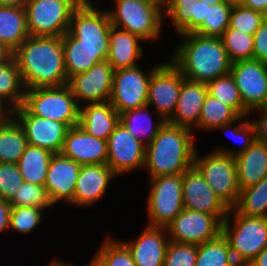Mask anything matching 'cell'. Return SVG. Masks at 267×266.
I'll list each match as a JSON object with an SVG mask.
<instances>
[{
    "label": "cell",
    "mask_w": 267,
    "mask_h": 266,
    "mask_svg": "<svg viewBox=\"0 0 267 266\" xmlns=\"http://www.w3.org/2000/svg\"><path fill=\"white\" fill-rule=\"evenodd\" d=\"M26 89L68 83L62 37L29 36L13 53Z\"/></svg>",
    "instance_id": "obj_1"
},
{
    "label": "cell",
    "mask_w": 267,
    "mask_h": 266,
    "mask_svg": "<svg viewBox=\"0 0 267 266\" xmlns=\"http://www.w3.org/2000/svg\"><path fill=\"white\" fill-rule=\"evenodd\" d=\"M178 36L182 41L169 60L186 79L207 84L230 73L232 61L221 38L197 33Z\"/></svg>",
    "instance_id": "obj_2"
},
{
    "label": "cell",
    "mask_w": 267,
    "mask_h": 266,
    "mask_svg": "<svg viewBox=\"0 0 267 266\" xmlns=\"http://www.w3.org/2000/svg\"><path fill=\"white\" fill-rule=\"evenodd\" d=\"M193 130L168 121L146 146L144 167L148 178L185 173L196 153Z\"/></svg>",
    "instance_id": "obj_3"
},
{
    "label": "cell",
    "mask_w": 267,
    "mask_h": 266,
    "mask_svg": "<svg viewBox=\"0 0 267 266\" xmlns=\"http://www.w3.org/2000/svg\"><path fill=\"white\" fill-rule=\"evenodd\" d=\"M222 234L229 242L235 262L247 266L267 246V217L246 216L229 209L222 223Z\"/></svg>",
    "instance_id": "obj_4"
},
{
    "label": "cell",
    "mask_w": 267,
    "mask_h": 266,
    "mask_svg": "<svg viewBox=\"0 0 267 266\" xmlns=\"http://www.w3.org/2000/svg\"><path fill=\"white\" fill-rule=\"evenodd\" d=\"M107 10L112 26L139 36L144 42L157 40L162 32L164 8L150 0H113Z\"/></svg>",
    "instance_id": "obj_5"
},
{
    "label": "cell",
    "mask_w": 267,
    "mask_h": 266,
    "mask_svg": "<svg viewBox=\"0 0 267 266\" xmlns=\"http://www.w3.org/2000/svg\"><path fill=\"white\" fill-rule=\"evenodd\" d=\"M23 105L33 115L63 122L69 128L79 125L80 105L67 84L26 89Z\"/></svg>",
    "instance_id": "obj_6"
},
{
    "label": "cell",
    "mask_w": 267,
    "mask_h": 266,
    "mask_svg": "<svg viewBox=\"0 0 267 266\" xmlns=\"http://www.w3.org/2000/svg\"><path fill=\"white\" fill-rule=\"evenodd\" d=\"M88 0H28L25 4L29 36L62 37L74 10Z\"/></svg>",
    "instance_id": "obj_7"
},
{
    "label": "cell",
    "mask_w": 267,
    "mask_h": 266,
    "mask_svg": "<svg viewBox=\"0 0 267 266\" xmlns=\"http://www.w3.org/2000/svg\"><path fill=\"white\" fill-rule=\"evenodd\" d=\"M198 152L196 150L193 166L216 196L229 209L234 208L240 194L235 158L215 151L201 157Z\"/></svg>",
    "instance_id": "obj_8"
},
{
    "label": "cell",
    "mask_w": 267,
    "mask_h": 266,
    "mask_svg": "<svg viewBox=\"0 0 267 266\" xmlns=\"http://www.w3.org/2000/svg\"><path fill=\"white\" fill-rule=\"evenodd\" d=\"M146 210L151 227H167L184 209L183 174L150 178Z\"/></svg>",
    "instance_id": "obj_9"
},
{
    "label": "cell",
    "mask_w": 267,
    "mask_h": 266,
    "mask_svg": "<svg viewBox=\"0 0 267 266\" xmlns=\"http://www.w3.org/2000/svg\"><path fill=\"white\" fill-rule=\"evenodd\" d=\"M159 65L147 72L139 65L114 70L109 102L119 114L147 105L150 78Z\"/></svg>",
    "instance_id": "obj_10"
},
{
    "label": "cell",
    "mask_w": 267,
    "mask_h": 266,
    "mask_svg": "<svg viewBox=\"0 0 267 266\" xmlns=\"http://www.w3.org/2000/svg\"><path fill=\"white\" fill-rule=\"evenodd\" d=\"M88 0L79 5L70 20L69 32L80 44L91 49H109L110 28L112 26L107 10L96 8Z\"/></svg>",
    "instance_id": "obj_11"
},
{
    "label": "cell",
    "mask_w": 267,
    "mask_h": 266,
    "mask_svg": "<svg viewBox=\"0 0 267 266\" xmlns=\"http://www.w3.org/2000/svg\"><path fill=\"white\" fill-rule=\"evenodd\" d=\"M184 79L183 74L170 60L161 63L152 72L147 105H153L158 116L166 122L173 116Z\"/></svg>",
    "instance_id": "obj_12"
},
{
    "label": "cell",
    "mask_w": 267,
    "mask_h": 266,
    "mask_svg": "<svg viewBox=\"0 0 267 266\" xmlns=\"http://www.w3.org/2000/svg\"><path fill=\"white\" fill-rule=\"evenodd\" d=\"M222 223L217 216L184 208L166 228L169 241L200 245L218 237Z\"/></svg>",
    "instance_id": "obj_13"
},
{
    "label": "cell",
    "mask_w": 267,
    "mask_h": 266,
    "mask_svg": "<svg viewBox=\"0 0 267 266\" xmlns=\"http://www.w3.org/2000/svg\"><path fill=\"white\" fill-rule=\"evenodd\" d=\"M231 75L239 89L243 105L253 113L267 106V63L255 59L232 62Z\"/></svg>",
    "instance_id": "obj_14"
},
{
    "label": "cell",
    "mask_w": 267,
    "mask_h": 266,
    "mask_svg": "<svg viewBox=\"0 0 267 266\" xmlns=\"http://www.w3.org/2000/svg\"><path fill=\"white\" fill-rule=\"evenodd\" d=\"M114 69L107 60L94 64L88 71L68 79L77 103H105L110 101ZM85 102V103H84Z\"/></svg>",
    "instance_id": "obj_15"
},
{
    "label": "cell",
    "mask_w": 267,
    "mask_h": 266,
    "mask_svg": "<svg viewBox=\"0 0 267 266\" xmlns=\"http://www.w3.org/2000/svg\"><path fill=\"white\" fill-rule=\"evenodd\" d=\"M14 117L22 125L28 145L61 153L69 129L65 123L33 115L23 104L14 109Z\"/></svg>",
    "instance_id": "obj_16"
},
{
    "label": "cell",
    "mask_w": 267,
    "mask_h": 266,
    "mask_svg": "<svg viewBox=\"0 0 267 266\" xmlns=\"http://www.w3.org/2000/svg\"><path fill=\"white\" fill-rule=\"evenodd\" d=\"M107 165L119 176L144 167L146 146L119 123L107 139Z\"/></svg>",
    "instance_id": "obj_17"
},
{
    "label": "cell",
    "mask_w": 267,
    "mask_h": 266,
    "mask_svg": "<svg viewBox=\"0 0 267 266\" xmlns=\"http://www.w3.org/2000/svg\"><path fill=\"white\" fill-rule=\"evenodd\" d=\"M182 193L185 209L217 216L222 222L226 219L229 208L194 166L183 173Z\"/></svg>",
    "instance_id": "obj_18"
},
{
    "label": "cell",
    "mask_w": 267,
    "mask_h": 266,
    "mask_svg": "<svg viewBox=\"0 0 267 266\" xmlns=\"http://www.w3.org/2000/svg\"><path fill=\"white\" fill-rule=\"evenodd\" d=\"M81 166L62 153L53 154L44 185L53 206L59 202L71 205Z\"/></svg>",
    "instance_id": "obj_19"
},
{
    "label": "cell",
    "mask_w": 267,
    "mask_h": 266,
    "mask_svg": "<svg viewBox=\"0 0 267 266\" xmlns=\"http://www.w3.org/2000/svg\"><path fill=\"white\" fill-rule=\"evenodd\" d=\"M118 175L107 164L82 165L71 205H95L106 193L110 181Z\"/></svg>",
    "instance_id": "obj_20"
},
{
    "label": "cell",
    "mask_w": 267,
    "mask_h": 266,
    "mask_svg": "<svg viewBox=\"0 0 267 266\" xmlns=\"http://www.w3.org/2000/svg\"><path fill=\"white\" fill-rule=\"evenodd\" d=\"M61 153L81 165L107 164V140L95 138L76 125L68 129Z\"/></svg>",
    "instance_id": "obj_21"
},
{
    "label": "cell",
    "mask_w": 267,
    "mask_h": 266,
    "mask_svg": "<svg viewBox=\"0 0 267 266\" xmlns=\"http://www.w3.org/2000/svg\"><path fill=\"white\" fill-rule=\"evenodd\" d=\"M130 251L136 266H163L169 243L165 227H145L134 240L121 241Z\"/></svg>",
    "instance_id": "obj_22"
},
{
    "label": "cell",
    "mask_w": 267,
    "mask_h": 266,
    "mask_svg": "<svg viewBox=\"0 0 267 266\" xmlns=\"http://www.w3.org/2000/svg\"><path fill=\"white\" fill-rule=\"evenodd\" d=\"M207 94L208 87L206 83L185 78L175 111L168 122L193 130L198 125L200 112Z\"/></svg>",
    "instance_id": "obj_23"
},
{
    "label": "cell",
    "mask_w": 267,
    "mask_h": 266,
    "mask_svg": "<svg viewBox=\"0 0 267 266\" xmlns=\"http://www.w3.org/2000/svg\"><path fill=\"white\" fill-rule=\"evenodd\" d=\"M120 123V114L110 102L80 105L79 126L89 135L107 140Z\"/></svg>",
    "instance_id": "obj_24"
},
{
    "label": "cell",
    "mask_w": 267,
    "mask_h": 266,
    "mask_svg": "<svg viewBox=\"0 0 267 266\" xmlns=\"http://www.w3.org/2000/svg\"><path fill=\"white\" fill-rule=\"evenodd\" d=\"M142 40L139 36L115 26L110 28L107 61L114 70L133 67L143 57Z\"/></svg>",
    "instance_id": "obj_25"
},
{
    "label": "cell",
    "mask_w": 267,
    "mask_h": 266,
    "mask_svg": "<svg viewBox=\"0 0 267 266\" xmlns=\"http://www.w3.org/2000/svg\"><path fill=\"white\" fill-rule=\"evenodd\" d=\"M235 158L240 191L256 185L267 176V144L255 140Z\"/></svg>",
    "instance_id": "obj_26"
},
{
    "label": "cell",
    "mask_w": 267,
    "mask_h": 266,
    "mask_svg": "<svg viewBox=\"0 0 267 266\" xmlns=\"http://www.w3.org/2000/svg\"><path fill=\"white\" fill-rule=\"evenodd\" d=\"M67 78L88 71L94 64L106 60L109 49H91L80 44L69 31L62 36Z\"/></svg>",
    "instance_id": "obj_27"
},
{
    "label": "cell",
    "mask_w": 267,
    "mask_h": 266,
    "mask_svg": "<svg viewBox=\"0 0 267 266\" xmlns=\"http://www.w3.org/2000/svg\"><path fill=\"white\" fill-rule=\"evenodd\" d=\"M207 4L200 0H167L164 17L170 18L178 35L193 33L206 18Z\"/></svg>",
    "instance_id": "obj_28"
},
{
    "label": "cell",
    "mask_w": 267,
    "mask_h": 266,
    "mask_svg": "<svg viewBox=\"0 0 267 266\" xmlns=\"http://www.w3.org/2000/svg\"><path fill=\"white\" fill-rule=\"evenodd\" d=\"M28 37L25 7L0 6V41L14 52Z\"/></svg>",
    "instance_id": "obj_29"
},
{
    "label": "cell",
    "mask_w": 267,
    "mask_h": 266,
    "mask_svg": "<svg viewBox=\"0 0 267 266\" xmlns=\"http://www.w3.org/2000/svg\"><path fill=\"white\" fill-rule=\"evenodd\" d=\"M149 112L150 107L144 105L120 114V123L145 146L153 140L166 123L162 117H159L158 121L154 122Z\"/></svg>",
    "instance_id": "obj_30"
},
{
    "label": "cell",
    "mask_w": 267,
    "mask_h": 266,
    "mask_svg": "<svg viewBox=\"0 0 267 266\" xmlns=\"http://www.w3.org/2000/svg\"><path fill=\"white\" fill-rule=\"evenodd\" d=\"M27 146L25 131L14 116L0 124V163L17 164Z\"/></svg>",
    "instance_id": "obj_31"
},
{
    "label": "cell",
    "mask_w": 267,
    "mask_h": 266,
    "mask_svg": "<svg viewBox=\"0 0 267 266\" xmlns=\"http://www.w3.org/2000/svg\"><path fill=\"white\" fill-rule=\"evenodd\" d=\"M52 156L47 149L28 145L17 163L23 181L44 186Z\"/></svg>",
    "instance_id": "obj_32"
},
{
    "label": "cell",
    "mask_w": 267,
    "mask_h": 266,
    "mask_svg": "<svg viewBox=\"0 0 267 266\" xmlns=\"http://www.w3.org/2000/svg\"><path fill=\"white\" fill-rule=\"evenodd\" d=\"M26 88L14 56L0 64V98L9 103L13 109L24 102Z\"/></svg>",
    "instance_id": "obj_33"
},
{
    "label": "cell",
    "mask_w": 267,
    "mask_h": 266,
    "mask_svg": "<svg viewBox=\"0 0 267 266\" xmlns=\"http://www.w3.org/2000/svg\"><path fill=\"white\" fill-rule=\"evenodd\" d=\"M238 117L239 115L229 105L207 94L200 112L198 125L194 129L215 131Z\"/></svg>",
    "instance_id": "obj_34"
},
{
    "label": "cell",
    "mask_w": 267,
    "mask_h": 266,
    "mask_svg": "<svg viewBox=\"0 0 267 266\" xmlns=\"http://www.w3.org/2000/svg\"><path fill=\"white\" fill-rule=\"evenodd\" d=\"M195 266H239L232 255L227 238L221 233L215 239L198 245Z\"/></svg>",
    "instance_id": "obj_35"
},
{
    "label": "cell",
    "mask_w": 267,
    "mask_h": 266,
    "mask_svg": "<svg viewBox=\"0 0 267 266\" xmlns=\"http://www.w3.org/2000/svg\"><path fill=\"white\" fill-rule=\"evenodd\" d=\"M234 209L246 216L267 217V176L256 185L242 189Z\"/></svg>",
    "instance_id": "obj_36"
},
{
    "label": "cell",
    "mask_w": 267,
    "mask_h": 266,
    "mask_svg": "<svg viewBox=\"0 0 267 266\" xmlns=\"http://www.w3.org/2000/svg\"><path fill=\"white\" fill-rule=\"evenodd\" d=\"M233 4L234 2L229 0L213 5L207 4L206 18L193 33L220 38L229 28Z\"/></svg>",
    "instance_id": "obj_37"
},
{
    "label": "cell",
    "mask_w": 267,
    "mask_h": 266,
    "mask_svg": "<svg viewBox=\"0 0 267 266\" xmlns=\"http://www.w3.org/2000/svg\"><path fill=\"white\" fill-rule=\"evenodd\" d=\"M207 87L210 96L229 105L239 116L250 115V112L243 105L239 89L231 73L208 82Z\"/></svg>",
    "instance_id": "obj_38"
},
{
    "label": "cell",
    "mask_w": 267,
    "mask_h": 266,
    "mask_svg": "<svg viewBox=\"0 0 267 266\" xmlns=\"http://www.w3.org/2000/svg\"><path fill=\"white\" fill-rule=\"evenodd\" d=\"M248 115H240L236 120L224 124L223 126L216 129L218 131L219 129L225 132H232L231 134L234 136V138H238V142H240V147L237 148V150L228 149L227 146L225 147H219L216 150L213 151L219 152L228 156L236 157L242 152H245L252 143L256 140V134H255V127L252 123V121L247 120L246 118ZM245 120V121H243ZM236 123H240L238 125L233 126ZM229 129V130H228ZM231 129V130H230ZM227 130V131H226ZM229 137V136H228ZM233 138V140H234Z\"/></svg>",
    "instance_id": "obj_39"
},
{
    "label": "cell",
    "mask_w": 267,
    "mask_h": 266,
    "mask_svg": "<svg viewBox=\"0 0 267 266\" xmlns=\"http://www.w3.org/2000/svg\"><path fill=\"white\" fill-rule=\"evenodd\" d=\"M109 237H106L93 258L102 266H136L130 251L121 240Z\"/></svg>",
    "instance_id": "obj_40"
},
{
    "label": "cell",
    "mask_w": 267,
    "mask_h": 266,
    "mask_svg": "<svg viewBox=\"0 0 267 266\" xmlns=\"http://www.w3.org/2000/svg\"><path fill=\"white\" fill-rule=\"evenodd\" d=\"M220 38L232 62L253 59L254 35L229 27Z\"/></svg>",
    "instance_id": "obj_41"
},
{
    "label": "cell",
    "mask_w": 267,
    "mask_h": 266,
    "mask_svg": "<svg viewBox=\"0 0 267 266\" xmlns=\"http://www.w3.org/2000/svg\"><path fill=\"white\" fill-rule=\"evenodd\" d=\"M12 207H37L48 210L53 206L44 186L24 182L9 201Z\"/></svg>",
    "instance_id": "obj_42"
},
{
    "label": "cell",
    "mask_w": 267,
    "mask_h": 266,
    "mask_svg": "<svg viewBox=\"0 0 267 266\" xmlns=\"http://www.w3.org/2000/svg\"><path fill=\"white\" fill-rule=\"evenodd\" d=\"M263 22V13L242 6L240 3L233 4L229 24L231 29L254 35Z\"/></svg>",
    "instance_id": "obj_43"
},
{
    "label": "cell",
    "mask_w": 267,
    "mask_h": 266,
    "mask_svg": "<svg viewBox=\"0 0 267 266\" xmlns=\"http://www.w3.org/2000/svg\"><path fill=\"white\" fill-rule=\"evenodd\" d=\"M44 209L37 207H12L10 212L9 229L21 234H29L43 221Z\"/></svg>",
    "instance_id": "obj_44"
},
{
    "label": "cell",
    "mask_w": 267,
    "mask_h": 266,
    "mask_svg": "<svg viewBox=\"0 0 267 266\" xmlns=\"http://www.w3.org/2000/svg\"><path fill=\"white\" fill-rule=\"evenodd\" d=\"M198 245L169 241L163 266H195Z\"/></svg>",
    "instance_id": "obj_45"
},
{
    "label": "cell",
    "mask_w": 267,
    "mask_h": 266,
    "mask_svg": "<svg viewBox=\"0 0 267 266\" xmlns=\"http://www.w3.org/2000/svg\"><path fill=\"white\" fill-rule=\"evenodd\" d=\"M22 183L17 164L0 163V198L10 201Z\"/></svg>",
    "instance_id": "obj_46"
},
{
    "label": "cell",
    "mask_w": 267,
    "mask_h": 266,
    "mask_svg": "<svg viewBox=\"0 0 267 266\" xmlns=\"http://www.w3.org/2000/svg\"><path fill=\"white\" fill-rule=\"evenodd\" d=\"M253 59L267 63V23L265 21L254 34Z\"/></svg>",
    "instance_id": "obj_47"
},
{
    "label": "cell",
    "mask_w": 267,
    "mask_h": 266,
    "mask_svg": "<svg viewBox=\"0 0 267 266\" xmlns=\"http://www.w3.org/2000/svg\"><path fill=\"white\" fill-rule=\"evenodd\" d=\"M261 115L259 119L252 121L255 127L256 139L267 144V106L258 109Z\"/></svg>",
    "instance_id": "obj_48"
},
{
    "label": "cell",
    "mask_w": 267,
    "mask_h": 266,
    "mask_svg": "<svg viewBox=\"0 0 267 266\" xmlns=\"http://www.w3.org/2000/svg\"><path fill=\"white\" fill-rule=\"evenodd\" d=\"M11 208L9 201L0 198V233L9 229Z\"/></svg>",
    "instance_id": "obj_49"
},
{
    "label": "cell",
    "mask_w": 267,
    "mask_h": 266,
    "mask_svg": "<svg viewBox=\"0 0 267 266\" xmlns=\"http://www.w3.org/2000/svg\"><path fill=\"white\" fill-rule=\"evenodd\" d=\"M239 3L263 14L267 11V0H240Z\"/></svg>",
    "instance_id": "obj_50"
},
{
    "label": "cell",
    "mask_w": 267,
    "mask_h": 266,
    "mask_svg": "<svg viewBox=\"0 0 267 266\" xmlns=\"http://www.w3.org/2000/svg\"><path fill=\"white\" fill-rule=\"evenodd\" d=\"M4 102L7 103L0 98V124L9 121L14 116V109L9 107V105L6 106ZM4 105L6 107H4Z\"/></svg>",
    "instance_id": "obj_51"
},
{
    "label": "cell",
    "mask_w": 267,
    "mask_h": 266,
    "mask_svg": "<svg viewBox=\"0 0 267 266\" xmlns=\"http://www.w3.org/2000/svg\"><path fill=\"white\" fill-rule=\"evenodd\" d=\"M247 266H267V246Z\"/></svg>",
    "instance_id": "obj_52"
},
{
    "label": "cell",
    "mask_w": 267,
    "mask_h": 266,
    "mask_svg": "<svg viewBox=\"0 0 267 266\" xmlns=\"http://www.w3.org/2000/svg\"><path fill=\"white\" fill-rule=\"evenodd\" d=\"M13 51L0 41V64L10 60L13 57Z\"/></svg>",
    "instance_id": "obj_53"
},
{
    "label": "cell",
    "mask_w": 267,
    "mask_h": 266,
    "mask_svg": "<svg viewBox=\"0 0 267 266\" xmlns=\"http://www.w3.org/2000/svg\"><path fill=\"white\" fill-rule=\"evenodd\" d=\"M28 0H0V6L25 7Z\"/></svg>",
    "instance_id": "obj_54"
},
{
    "label": "cell",
    "mask_w": 267,
    "mask_h": 266,
    "mask_svg": "<svg viewBox=\"0 0 267 266\" xmlns=\"http://www.w3.org/2000/svg\"><path fill=\"white\" fill-rule=\"evenodd\" d=\"M48 266H72V264H70V263H66V262H62V261H60V260H56V259H54L51 263H49V265Z\"/></svg>",
    "instance_id": "obj_55"
},
{
    "label": "cell",
    "mask_w": 267,
    "mask_h": 266,
    "mask_svg": "<svg viewBox=\"0 0 267 266\" xmlns=\"http://www.w3.org/2000/svg\"><path fill=\"white\" fill-rule=\"evenodd\" d=\"M200 1H203L208 5H213V4L224 2L225 0H200Z\"/></svg>",
    "instance_id": "obj_56"
},
{
    "label": "cell",
    "mask_w": 267,
    "mask_h": 266,
    "mask_svg": "<svg viewBox=\"0 0 267 266\" xmlns=\"http://www.w3.org/2000/svg\"><path fill=\"white\" fill-rule=\"evenodd\" d=\"M150 1L160 4L163 8H165L166 3H167V0H150Z\"/></svg>",
    "instance_id": "obj_57"
},
{
    "label": "cell",
    "mask_w": 267,
    "mask_h": 266,
    "mask_svg": "<svg viewBox=\"0 0 267 266\" xmlns=\"http://www.w3.org/2000/svg\"><path fill=\"white\" fill-rule=\"evenodd\" d=\"M88 266H102L100 265L93 257L91 258V261L89 262Z\"/></svg>",
    "instance_id": "obj_58"
},
{
    "label": "cell",
    "mask_w": 267,
    "mask_h": 266,
    "mask_svg": "<svg viewBox=\"0 0 267 266\" xmlns=\"http://www.w3.org/2000/svg\"><path fill=\"white\" fill-rule=\"evenodd\" d=\"M264 21L267 23V11L264 13Z\"/></svg>",
    "instance_id": "obj_59"
},
{
    "label": "cell",
    "mask_w": 267,
    "mask_h": 266,
    "mask_svg": "<svg viewBox=\"0 0 267 266\" xmlns=\"http://www.w3.org/2000/svg\"><path fill=\"white\" fill-rule=\"evenodd\" d=\"M229 1H232L234 3H239L240 0H229Z\"/></svg>",
    "instance_id": "obj_60"
}]
</instances>
